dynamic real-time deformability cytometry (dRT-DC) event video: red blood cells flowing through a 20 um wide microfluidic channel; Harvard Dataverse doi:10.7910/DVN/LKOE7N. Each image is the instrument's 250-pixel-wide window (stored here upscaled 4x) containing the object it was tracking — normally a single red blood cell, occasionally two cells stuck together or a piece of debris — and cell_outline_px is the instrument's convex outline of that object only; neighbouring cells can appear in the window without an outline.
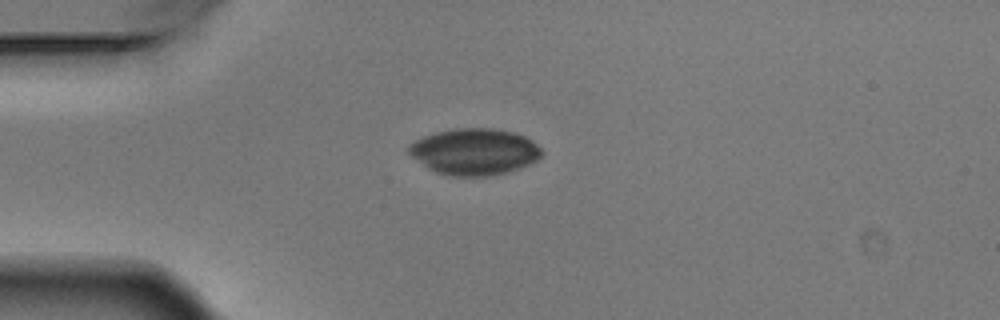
{"species": "Egyptian fruit bat (a non-hibernating species)", "species_latin": "Rousettus aegyptiacus", "temperature_condition": "warm", "stored_images_in_passage": 2, "camera_frame_rate_fps": 3000, "um_per_image_px": 0.085, "animal": {"sex": "male"}, "frame": {"image": 1, "passage_image": 1, "time_ms": 0.0, "image_size_px": [1000, 320], "cell_outline_px": [[544, 152], [536, 160], [520, 168], [488, 176], [452, 176], [436, 172], [428, 168], [412, 156], [404, 148], [412, 140], [436, 132], [452, 128], [492, 128], [516, 132], [532, 140]], "centroid_in_image_um": [40.29, 12.87], "position_along_channel_um": 44.7, "area_um2": 36.13}}